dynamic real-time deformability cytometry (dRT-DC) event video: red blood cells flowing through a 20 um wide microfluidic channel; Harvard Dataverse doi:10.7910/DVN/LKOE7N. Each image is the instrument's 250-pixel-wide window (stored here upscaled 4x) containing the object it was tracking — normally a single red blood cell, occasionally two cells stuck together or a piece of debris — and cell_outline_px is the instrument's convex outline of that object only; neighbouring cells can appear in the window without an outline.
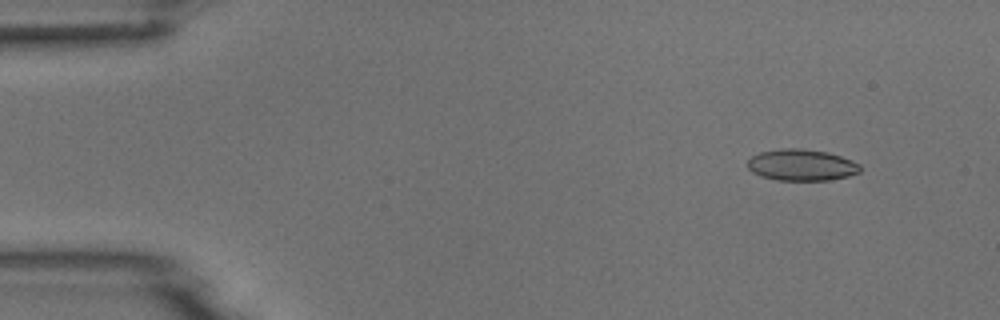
{"species": "common noctule bat (a hibernating species)", "species_latin": "Nyctalus noctula", "temperature_condition": "room temperature", "stored_images_in_passage": 5, "camera_frame_rate_fps": 3000, "um_per_image_px": 0.085, "animal": {"sex": "male", "body_mass_g": 18.8}, "frame": {"image": 1, "passage_image": 2, "time_ms": 0.333, "image_size_px": [1000, 320], "cell_outline_px": [[860, 172], [848, 176], [828, 180], [776, 180], [760, 176], [752, 172], [748, 168], [748, 160], [752, 156], [760, 152], [780, 148], [800, 148], [828, 152], [852, 160], [860, 164]], "centroid_in_image_um": [68.12, 14.02], "position_along_channel_um": 16.9, "area_um2": 20.69}}
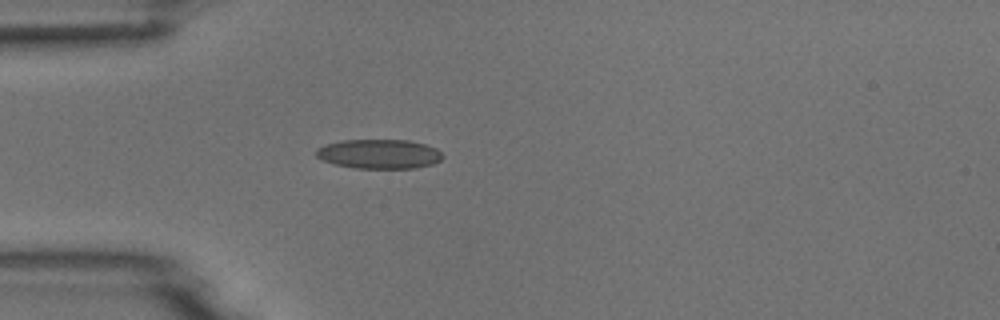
{"frame": {"image": 2, "passage_image": 5, "time_ms": 1.333, "image_size_px": [1000, 320], "cell_outline_px": [[444, 156], [440, 160], [432, 164], [416, 168], [352, 168], [336, 164], [324, 160], [316, 156], [316, 148], [328, 144], [344, 140], [408, 140], [424, 144], [436, 148]], "centroid_in_image_um": [32.24, 13.09], "position_along_channel_um": 52.8, "area_um2": 21.5}}